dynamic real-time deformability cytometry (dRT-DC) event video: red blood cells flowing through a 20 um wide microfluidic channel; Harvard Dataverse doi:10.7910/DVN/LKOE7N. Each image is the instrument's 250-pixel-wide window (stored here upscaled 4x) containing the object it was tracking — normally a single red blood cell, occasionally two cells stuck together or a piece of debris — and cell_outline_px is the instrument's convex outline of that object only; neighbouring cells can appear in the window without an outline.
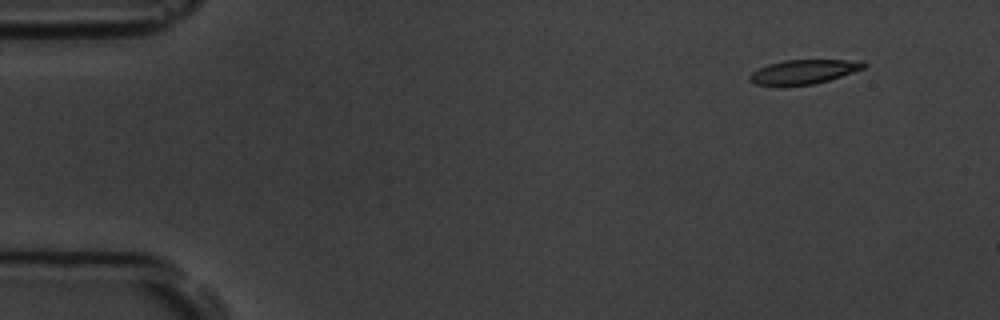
{"species": "common noctule bat (a hibernating species)", "species_latin": "Nyctalus noctula", "temperature_condition": "room temperature", "stored_images_in_passage": 5, "camera_frame_rate_fps": 3000, "um_per_image_px": 0.085, "animal": {"sex": "male", "body_mass_g": 19.5, "forearm_length_mm": 54.6}, "frame": {"image": 1, "passage_image": 1, "time_ms": 0.0, "image_size_px": [1000, 320], "cell_outline_px": [[868, 64], [864, 68], [828, 80], [812, 84], [780, 88], [756, 84], [748, 80], [748, 76], [752, 72], [768, 64], [784, 60], [864, 60]], "centroid_in_image_um": [68.26, 6.13], "position_along_channel_um": 16.7, "area_um2": 16.53}}
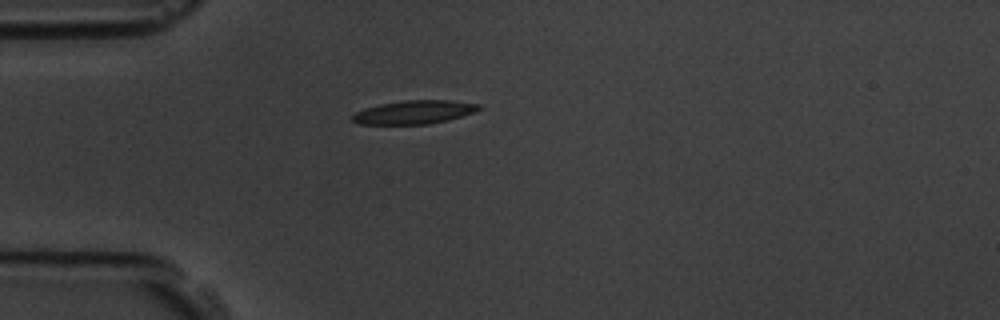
{"frame": {"image": 2, "passage_image": 4, "time_ms": 3.333, "image_size_px": [1000, 320], "cell_outline_px": [[484, 108], [448, 120], [428, 124], [360, 124], [352, 120], [352, 116], [356, 112], [364, 108], [380, 104], [404, 100], [448, 100], [480, 104]], "centroid_in_image_um": [35.2, 9.53], "position_along_channel_um": 49.8, "area_um2": 17.22}}